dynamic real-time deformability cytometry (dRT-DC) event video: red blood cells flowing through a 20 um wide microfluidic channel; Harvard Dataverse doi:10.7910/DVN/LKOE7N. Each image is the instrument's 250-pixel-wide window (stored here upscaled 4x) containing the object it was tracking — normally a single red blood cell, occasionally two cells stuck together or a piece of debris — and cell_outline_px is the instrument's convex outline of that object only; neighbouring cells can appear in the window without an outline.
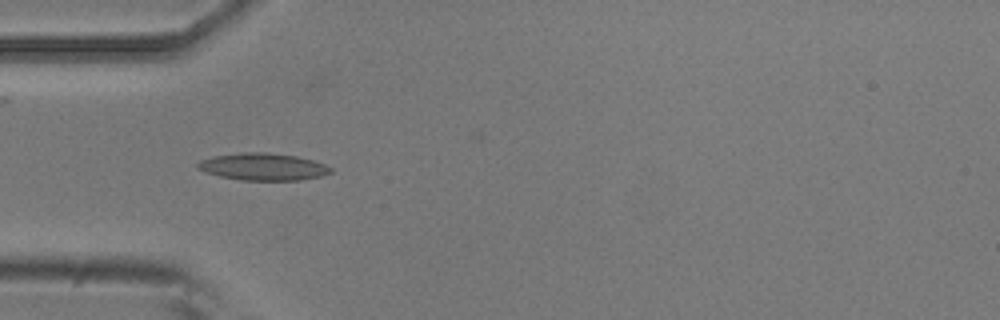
{"species": "common noctule bat (a hibernating species)", "species_latin": "Nyctalus noctula", "temperature_condition": "room temperature", "stored_images_in_passage": 5, "camera_frame_rate_fps": 3000, "um_per_image_px": 0.085, "animal": {"sex": "male", "body_mass_g": 20.5, "forearm_length_mm": 52.5}, "frame": {"image": 1, "passage_image": 3, "time_ms": 0.667, "image_size_px": [1000, 320], "cell_outline_px": [[332, 172], [320, 176], [300, 180], [240, 180], [220, 176], [204, 172], [196, 168], [196, 164], [200, 160], [212, 156], [244, 152], [264, 152], [296, 156], [312, 160], [324, 164], [332, 168]], "centroid_in_image_um": [22.32, 14.17], "position_along_channel_um": 62.7, "area_um2": 21.04}}
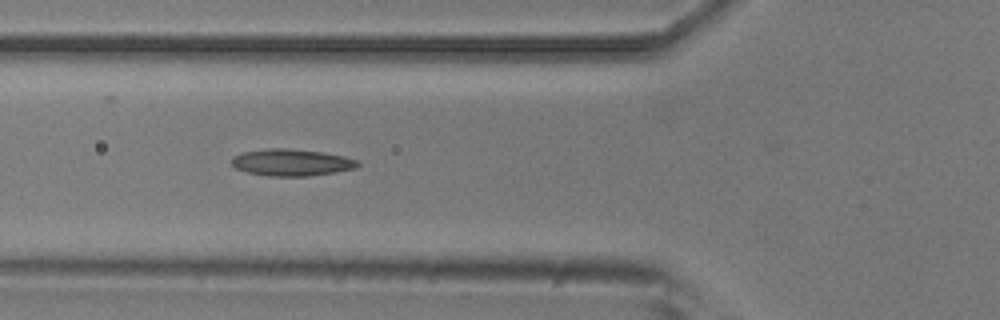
{"frame": {"image": 2, "passage_image": 4, "time_ms": 1.0, "image_size_px": [1000, 320], "cell_outline_px": [[360, 164], [356, 168], [336, 172], [308, 176], [268, 176], [248, 172], [236, 168], [232, 164], [232, 156], [244, 152], [268, 148], [288, 148], [324, 152], [344, 156], [356, 160]], "centroid_in_image_um": [24.79, 13.8], "position_along_channel_um": 101.0, "area_um2": 19.71}}
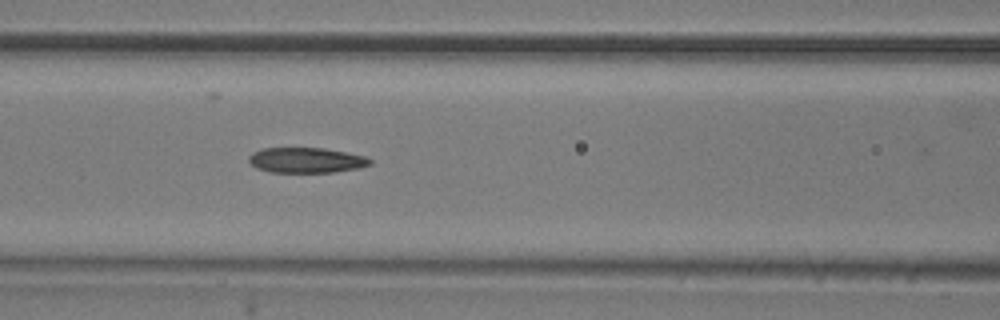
{"frame": {"image": 3, "passage_image": 5, "time_ms": 1.333, "image_size_px": [1000, 320], "cell_outline_px": [[372, 164], [360, 168], [332, 172], [268, 172], [256, 168], [248, 160], [248, 156], [252, 152], [264, 148], [324, 148], [364, 156], [372, 160]], "centroid_in_image_um": [26.01, 13.62], "position_along_channel_um": 140.6, "area_um2": 17.86}}